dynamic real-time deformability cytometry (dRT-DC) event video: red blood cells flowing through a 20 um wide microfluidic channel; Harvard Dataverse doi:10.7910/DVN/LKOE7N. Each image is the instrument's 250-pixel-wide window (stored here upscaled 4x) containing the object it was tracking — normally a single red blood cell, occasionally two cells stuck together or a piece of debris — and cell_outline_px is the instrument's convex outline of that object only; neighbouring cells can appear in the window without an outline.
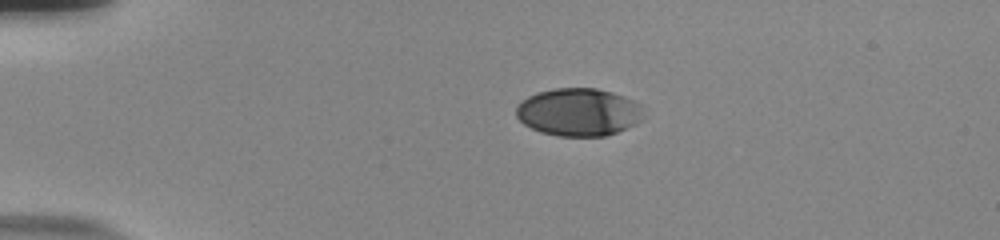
{"species": "human", "species_latin": "Homo sapiens", "temperature_condition": "room temperature", "stored_images_in_passage": 44, "camera_frame_rate_fps": 3000, "um_per_image_px": 0.085, "donor": {"sex": "male"}, "frame": {"image": 1, "passage_image": 1, "time_ms": 0.0, "image_size_px": [1000, 240], "cell_outline_px": [[640, 120], [636, 124], [616, 132], [604, 136], [556, 136], [540, 132], [524, 124], [516, 116], [516, 104], [520, 100], [536, 92], [552, 88], [596, 88], [612, 92], [624, 96], [640, 104]], "centroid_in_image_um": [49.12, 9.52], "position_along_channel_um": 35.9, "area_um2": 35.49}}
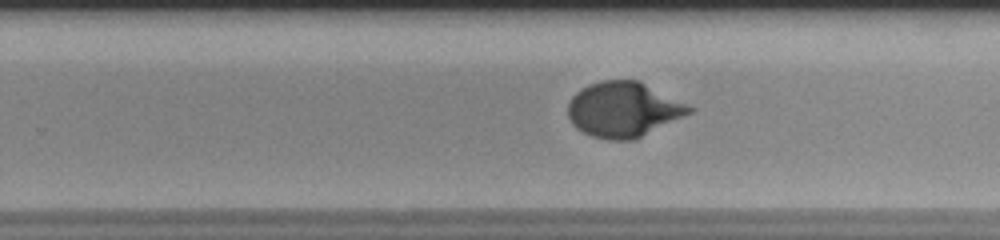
{"frame": {"image": 2, "passage_image": 25, "time_ms": 8.0, "image_size_px": [1000, 240], "cell_outline_px": [[696, 108], [692, 112], [632, 140], [608, 140], [592, 136], [576, 128], [572, 124], [568, 116], [568, 104], [572, 96], [580, 88], [588, 84], [600, 80], [640, 80]], "centroid_in_image_um": [52.97, 9.28], "position_along_channel_um": 276.8, "area_um2": 38.96}}
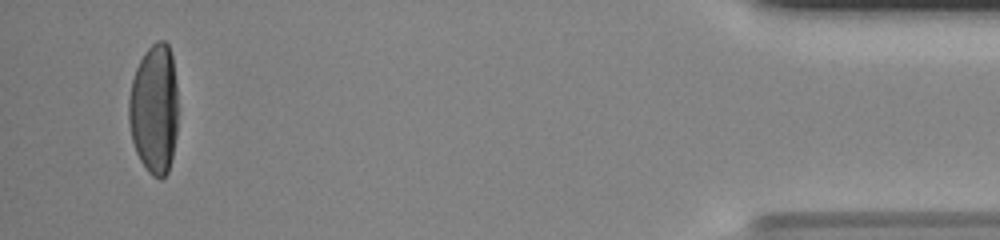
{"frame": {"image": 3, "passage_image": 42, "time_ms": 13.667, "image_size_px": [1000, 240], "cell_outline_px": [[176, 136], [172, 156], [168, 172], [160, 180], [152, 176], [148, 172], [140, 160], [136, 152], [132, 140], [128, 120], [128, 100], [132, 80], [136, 68], [144, 52], [156, 40], [164, 40], [168, 44], [172, 56], [176, 84]], "centroid_in_image_um": [13.09, 9.27], "position_along_channel_um": 422.1, "area_um2": 37.34}, "authors_computed_cell_mechanics": {"area_um2": 37.9168, "velocity_mm_per_s": 3.7469, "shape_relaxation_time_tau1_ms": 3.0342, "shape_relaxation_time_tau2_ms": null, "deformation_change_tau1": 0.1843, "deformation_change_tau2": null}}